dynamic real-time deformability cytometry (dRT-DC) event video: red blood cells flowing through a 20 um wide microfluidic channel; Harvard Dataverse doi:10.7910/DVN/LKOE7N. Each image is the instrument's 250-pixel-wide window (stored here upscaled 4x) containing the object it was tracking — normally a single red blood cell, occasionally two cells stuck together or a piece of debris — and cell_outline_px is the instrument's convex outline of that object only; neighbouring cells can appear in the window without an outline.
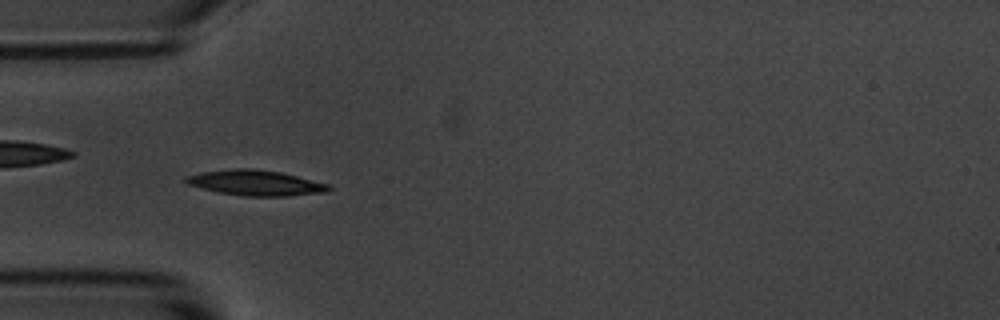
{"species": "common noctule bat (a hibernating species)", "species_latin": "Nyctalus noctula", "temperature_condition": "room temperature", "stored_images_in_passage": 55, "camera_frame_rate_fps": 3000, "um_per_image_px": 0.085, "animal": {"sex": "male", "body_mass_g": 20.1, "forearm_length_mm": 53.5}, "frame": {"image": 1, "passage_image": 17, "time_ms": 5.333, "image_size_px": [1000, 320], "cell_outline_px": [[332, 188], [328, 192], [288, 196], [244, 196], [220, 192], [188, 184], [184, 180], [184, 176], [200, 172], [236, 168], [252, 168], [280, 172], [328, 184]], "centroid_in_image_um": [21.73, 15.54], "position_along_channel_um": 63.3, "area_um2": 20.98}}
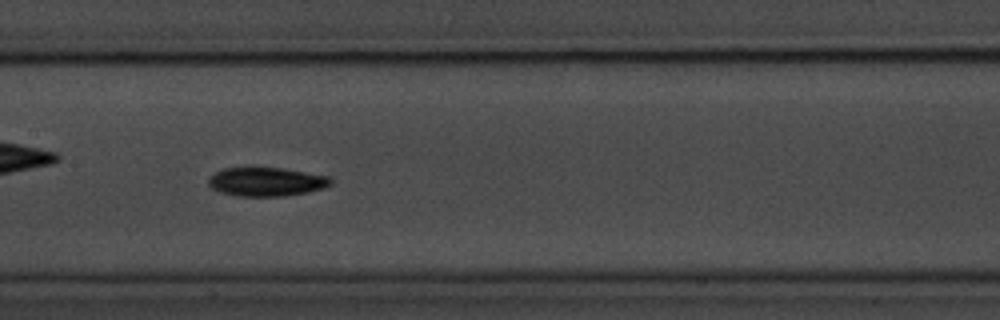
{"frame": {"image": 2, "passage_image": 27, "time_ms": 8.667, "image_size_px": [1000, 320], "cell_outline_px": [[332, 184], [324, 188], [308, 192], [284, 196], [236, 196], [220, 192], [212, 188], [208, 184], [208, 176], [224, 168], [252, 164], [284, 168], [328, 176], [332, 180]], "centroid_in_image_um": [22.59, 15.4], "position_along_channel_um": 184.8, "area_um2": 21.44}}
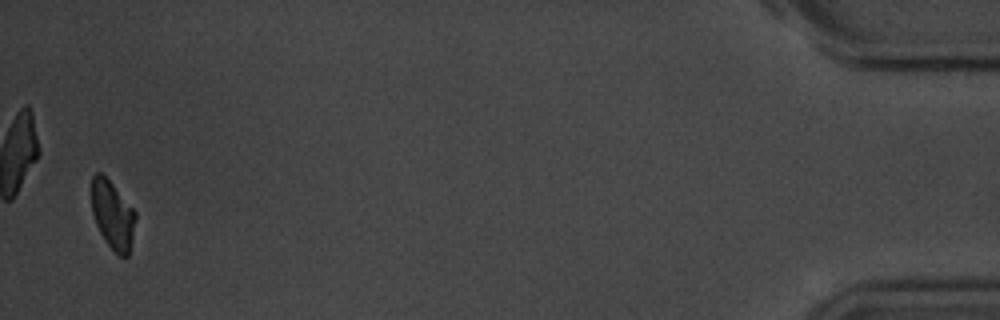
{"frame": {"image": 3, "passage_image": 54, "time_ms": 17.667, "image_size_px": [1000, 320], "cell_outline_px": [[136, 216], [128, 256], [120, 256], [104, 240], [96, 224], [92, 212], [92, 176], [96, 172], [100, 172], [112, 184], [136, 212]], "centroid_in_image_um": [9.56, 18.26], "position_along_channel_um": 425.6, "area_um2": 17.05}, "authors_computed_cell_mechanics": {"area_um2": 19.7676, "velocity_mm_per_s": 3.6593, "shape_relaxation_time_tau1_ms": 2.751, "shape_relaxation_time_tau2_ms": null, "deformation_change_tau1": 0.1168, "deformation_change_tau2": null}}